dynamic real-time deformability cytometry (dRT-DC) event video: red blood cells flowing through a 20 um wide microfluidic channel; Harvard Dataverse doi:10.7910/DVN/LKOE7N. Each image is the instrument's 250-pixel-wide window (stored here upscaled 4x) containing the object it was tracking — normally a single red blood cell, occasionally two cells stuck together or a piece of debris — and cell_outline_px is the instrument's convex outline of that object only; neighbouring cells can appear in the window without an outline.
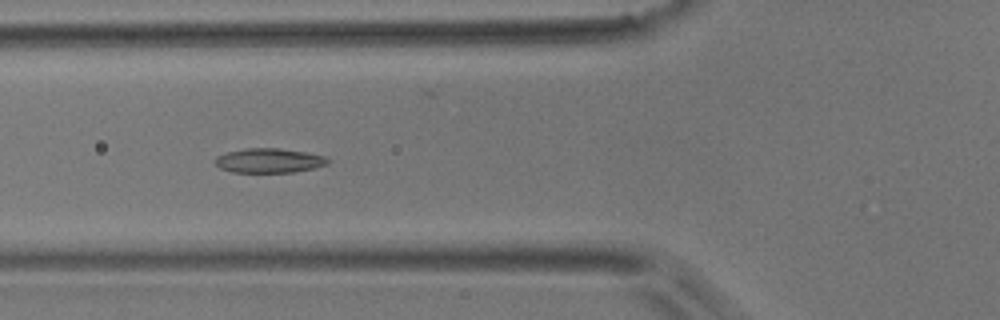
{"species": "common noctule bat (a hibernating species)", "species_latin": "Nyctalus noctula", "temperature_condition": "room temperature", "stored_images_in_passage": 7, "camera_frame_rate_fps": 3000, "um_per_image_px": 0.085, "animal": {"sex": "male", "body_mass_g": 17.9}, "frame": {"image": 1, "passage_image": 6, "time_ms": 5.667, "image_size_px": [1000, 320], "cell_outline_px": [[332, 160], [328, 164], [312, 168], [292, 172], [232, 172], [220, 168], [212, 160], [216, 156], [228, 152], [248, 148], [280, 148], [304, 152], [324, 156]], "centroid_in_image_um": [22.85, 13.65], "position_along_channel_um": 102.9, "area_um2": 16.01}}
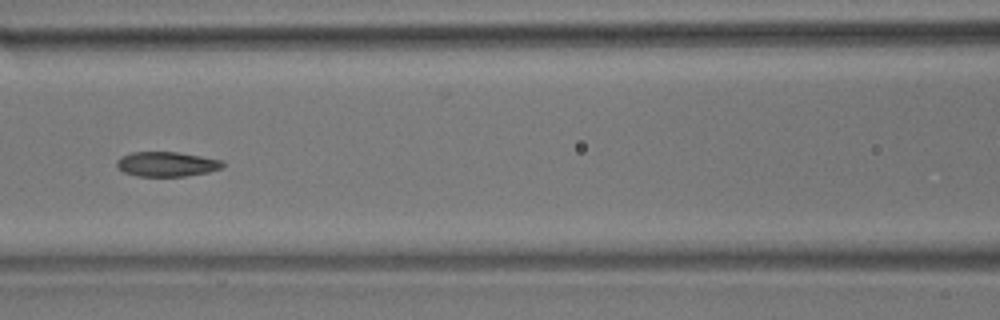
{"frame": {"image": 2, "passage_image": 7, "time_ms": 7.0, "image_size_px": [1000, 320], "cell_outline_px": [[224, 164], [220, 168], [208, 172], [184, 176], [136, 176], [124, 172], [116, 164], [116, 160], [120, 156], [132, 152], [176, 152], [200, 156], [220, 160]], "centroid_in_image_um": [14.12, 13.95], "position_along_channel_um": 152.5, "area_um2": 15.09}}